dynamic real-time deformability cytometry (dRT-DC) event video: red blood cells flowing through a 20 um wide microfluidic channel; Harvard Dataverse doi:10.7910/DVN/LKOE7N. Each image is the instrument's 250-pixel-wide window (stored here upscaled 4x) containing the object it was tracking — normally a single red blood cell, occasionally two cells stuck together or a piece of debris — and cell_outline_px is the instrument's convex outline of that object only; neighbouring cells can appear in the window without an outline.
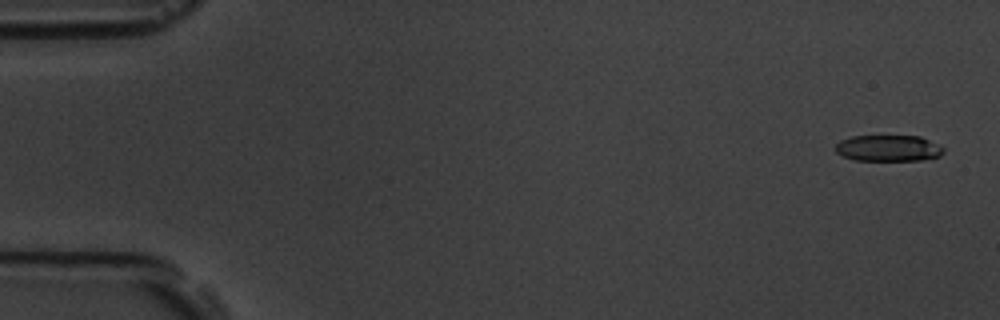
{"species": "common noctule bat (a hibernating species)", "species_latin": "Nyctalus noctula", "temperature_condition": "room temperature", "stored_images_in_passage": 15, "camera_frame_rate_fps": 3000, "um_per_image_px": 0.085, "animal": {"sex": "male", "body_mass_g": 19.5, "forearm_length_mm": 54.6}, "frame": {"image": 1, "passage_image": 1, "time_ms": 0.0, "image_size_px": [1000, 320], "cell_outline_px": [[944, 152], [940, 156], [920, 160], [856, 160], [844, 156], [836, 152], [836, 144], [840, 140], [852, 136], [920, 136], [944, 148]], "centroid_in_image_um": [75.51, 12.59], "position_along_channel_um": 9.5, "area_um2": 16.36}}
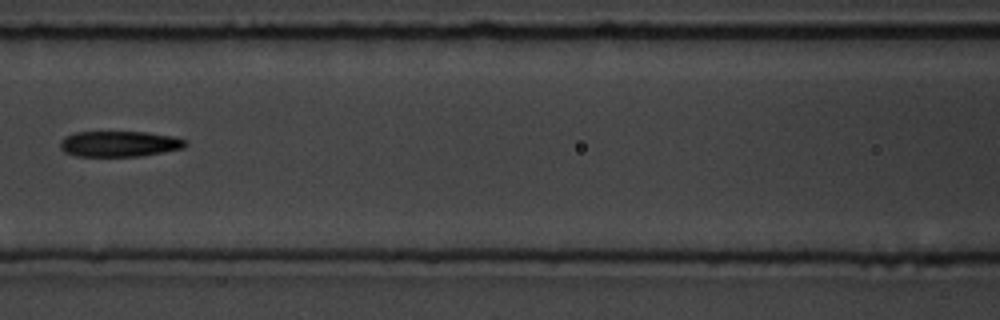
{"frame": {"image": 2, "passage_image": 7, "time_ms": 8.0, "image_size_px": [1000, 320], "cell_outline_px": [[188, 144], [184, 148], [164, 152], [140, 156], [76, 156], [64, 152], [60, 148], [60, 140], [64, 136], [76, 132], [144, 132], [172, 136], [184, 140]], "centroid_in_image_um": [10.11, 12.23], "position_along_channel_um": 156.5, "area_um2": 18.79}}
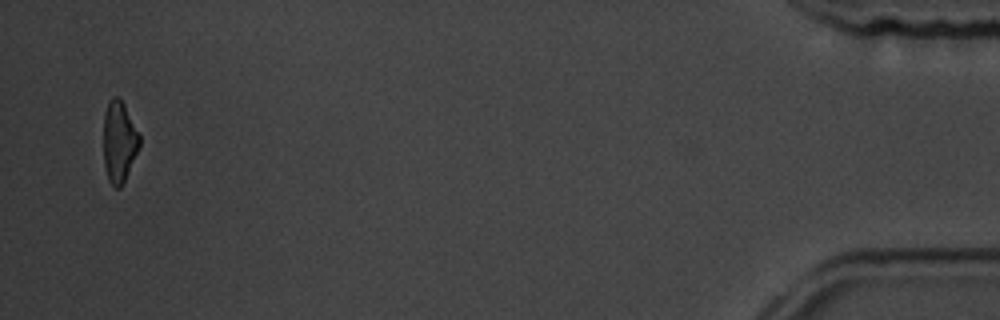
{"frame": {"image": 3, "passage_image": 15, "time_ms": 18.0, "image_size_px": [1000, 320], "cell_outline_px": [[140, 148], [120, 188], [116, 188], [108, 180], [104, 164], [104, 112], [108, 100], [112, 96], [116, 96], [124, 104], [140, 136]], "centroid_in_image_um": [10.12, 12.03], "position_along_channel_um": 425.1, "area_um2": 16.99}, "authors_computed_cell_mechanics": {"area_um2": 18.785, "velocity_mm_per_s": 3.5669, "shape_relaxation_time_tau1_ms": 3.376, "shape_relaxation_time_tau2_ms": 4.5113, "deformation_change_tau1": 0.129, "deformation_change_tau2": 0.1536}}